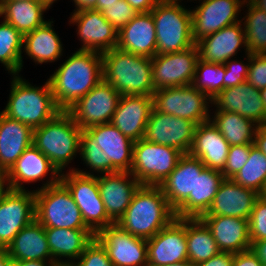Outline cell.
Instances as JSON below:
<instances>
[{"instance_id":"6da1fadb","label":"cell","mask_w":266,"mask_h":266,"mask_svg":"<svg viewBox=\"0 0 266 266\" xmlns=\"http://www.w3.org/2000/svg\"><path fill=\"white\" fill-rule=\"evenodd\" d=\"M134 142L112 123L82 130L79 154L84 164L100 174L130 172Z\"/></svg>"},{"instance_id":"7a4b0ae2","label":"cell","mask_w":266,"mask_h":266,"mask_svg":"<svg viewBox=\"0 0 266 266\" xmlns=\"http://www.w3.org/2000/svg\"><path fill=\"white\" fill-rule=\"evenodd\" d=\"M48 80L57 106L66 111L103 80L102 53L78 49Z\"/></svg>"},{"instance_id":"3957f363","label":"cell","mask_w":266,"mask_h":266,"mask_svg":"<svg viewBox=\"0 0 266 266\" xmlns=\"http://www.w3.org/2000/svg\"><path fill=\"white\" fill-rule=\"evenodd\" d=\"M176 218L160 186L140 185L117 224L143 239H150Z\"/></svg>"},{"instance_id":"277c9868","label":"cell","mask_w":266,"mask_h":266,"mask_svg":"<svg viewBox=\"0 0 266 266\" xmlns=\"http://www.w3.org/2000/svg\"><path fill=\"white\" fill-rule=\"evenodd\" d=\"M103 80L122 95L152 96V58L115 47L102 53Z\"/></svg>"},{"instance_id":"5b68a950","label":"cell","mask_w":266,"mask_h":266,"mask_svg":"<svg viewBox=\"0 0 266 266\" xmlns=\"http://www.w3.org/2000/svg\"><path fill=\"white\" fill-rule=\"evenodd\" d=\"M62 110L57 106L49 80L41 87L13 75L8 103L2 114L30 126H42L55 118Z\"/></svg>"},{"instance_id":"8992f818","label":"cell","mask_w":266,"mask_h":266,"mask_svg":"<svg viewBox=\"0 0 266 266\" xmlns=\"http://www.w3.org/2000/svg\"><path fill=\"white\" fill-rule=\"evenodd\" d=\"M82 129L72 117L61 111L55 118L33 129L32 144L61 174L79 153Z\"/></svg>"},{"instance_id":"52a82bcc","label":"cell","mask_w":266,"mask_h":266,"mask_svg":"<svg viewBox=\"0 0 266 266\" xmlns=\"http://www.w3.org/2000/svg\"><path fill=\"white\" fill-rule=\"evenodd\" d=\"M151 13L156 29V54L175 53L195 45L189 9L179 2H158Z\"/></svg>"},{"instance_id":"ba28073f","label":"cell","mask_w":266,"mask_h":266,"mask_svg":"<svg viewBox=\"0 0 266 266\" xmlns=\"http://www.w3.org/2000/svg\"><path fill=\"white\" fill-rule=\"evenodd\" d=\"M35 191V219L44 228L89 229L68 188L57 184Z\"/></svg>"},{"instance_id":"9c48e42d","label":"cell","mask_w":266,"mask_h":266,"mask_svg":"<svg viewBox=\"0 0 266 266\" xmlns=\"http://www.w3.org/2000/svg\"><path fill=\"white\" fill-rule=\"evenodd\" d=\"M60 181L70 191L79 207L85 225L97 234L102 228L114 224L108 217L100 196L97 176L91 172L72 168L66 174L61 173Z\"/></svg>"},{"instance_id":"30bf717a","label":"cell","mask_w":266,"mask_h":266,"mask_svg":"<svg viewBox=\"0 0 266 266\" xmlns=\"http://www.w3.org/2000/svg\"><path fill=\"white\" fill-rule=\"evenodd\" d=\"M184 154L170 146L155 144L144 138L134 142L130 173L141 185H161Z\"/></svg>"},{"instance_id":"8fae6325","label":"cell","mask_w":266,"mask_h":266,"mask_svg":"<svg viewBox=\"0 0 266 266\" xmlns=\"http://www.w3.org/2000/svg\"><path fill=\"white\" fill-rule=\"evenodd\" d=\"M205 168L200 159L184 154L175 169L159 185L176 218H195L196 172H202Z\"/></svg>"},{"instance_id":"7c38bea8","label":"cell","mask_w":266,"mask_h":266,"mask_svg":"<svg viewBox=\"0 0 266 266\" xmlns=\"http://www.w3.org/2000/svg\"><path fill=\"white\" fill-rule=\"evenodd\" d=\"M152 97L153 107L157 111L188 119L196 125L210 120L211 99L192 84L161 88L154 91Z\"/></svg>"},{"instance_id":"4fadbf2b","label":"cell","mask_w":266,"mask_h":266,"mask_svg":"<svg viewBox=\"0 0 266 266\" xmlns=\"http://www.w3.org/2000/svg\"><path fill=\"white\" fill-rule=\"evenodd\" d=\"M120 97L111 84L102 80L66 112L82 130H86L95 125L110 123Z\"/></svg>"},{"instance_id":"5bb4252c","label":"cell","mask_w":266,"mask_h":266,"mask_svg":"<svg viewBox=\"0 0 266 266\" xmlns=\"http://www.w3.org/2000/svg\"><path fill=\"white\" fill-rule=\"evenodd\" d=\"M198 60L196 45L175 53L156 54L152 58V82L155 91L192 84Z\"/></svg>"},{"instance_id":"9a60e30c","label":"cell","mask_w":266,"mask_h":266,"mask_svg":"<svg viewBox=\"0 0 266 266\" xmlns=\"http://www.w3.org/2000/svg\"><path fill=\"white\" fill-rule=\"evenodd\" d=\"M35 219V191L8 189L0 199V250Z\"/></svg>"},{"instance_id":"2e32d148","label":"cell","mask_w":266,"mask_h":266,"mask_svg":"<svg viewBox=\"0 0 266 266\" xmlns=\"http://www.w3.org/2000/svg\"><path fill=\"white\" fill-rule=\"evenodd\" d=\"M195 128L194 122L157 111L153 107L144 139L151 143L173 147L183 154H189Z\"/></svg>"},{"instance_id":"e0dca14e","label":"cell","mask_w":266,"mask_h":266,"mask_svg":"<svg viewBox=\"0 0 266 266\" xmlns=\"http://www.w3.org/2000/svg\"><path fill=\"white\" fill-rule=\"evenodd\" d=\"M95 238L114 266H148L147 240L133 236L117 223L102 228Z\"/></svg>"},{"instance_id":"ac0fdd59","label":"cell","mask_w":266,"mask_h":266,"mask_svg":"<svg viewBox=\"0 0 266 266\" xmlns=\"http://www.w3.org/2000/svg\"><path fill=\"white\" fill-rule=\"evenodd\" d=\"M148 266L188 261L186 218H175L152 238L147 239Z\"/></svg>"},{"instance_id":"d6986e66","label":"cell","mask_w":266,"mask_h":266,"mask_svg":"<svg viewBox=\"0 0 266 266\" xmlns=\"http://www.w3.org/2000/svg\"><path fill=\"white\" fill-rule=\"evenodd\" d=\"M192 15V36L194 41L215 33L229 25L240 22L238 13L244 0H202Z\"/></svg>"},{"instance_id":"ffe728a7","label":"cell","mask_w":266,"mask_h":266,"mask_svg":"<svg viewBox=\"0 0 266 266\" xmlns=\"http://www.w3.org/2000/svg\"><path fill=\"white\" fill-rule=\"evenodd\" d=\"M70 24H77V34L82 46L79 50L106 52L117 47L118 32L96 9L73 12Z\"/></svg>"},{"instance_id":"44dd1931","label":"cell","mask_w":266,"mask_h":266,"mask_svg":"<svg viewBox=\"0 0 266 266\" xmlns=\"http://www.w3.org/2000/svg\"><path fill=\"white\" fill-rule=\"evenodd\" d=\"M48 172L52 175L51 178L39 189L57 184L61 174L50 160L32 144L6 173L7 186L13 190H25L23 183L41 181L48 175Z\"/></svg>"},{"instance_id":"7402d4cb","label":"cell","mask_w":266,"mask_h":266,"mask_svg":"<svg viewBox=\"0 0 266 266\" xmlns=\"http://www.w3.org/2000/svg\"><path fill=\"white\" fill-rule=\"evenodd\" d=\"M216 111L238 113L258 125L266 124V107L260 90L248 81L219 92L212 100Z\"/></svg>"},{"instance_id":"603a6c76","label":"cell","mask_w":266,"mask_h":266,"mask_svg":"<svg viewBox=\"0 0 266 266\" xmlns=\"http://www.w3.org/2000/svg\"><path fill=\"white\" fill-rule=\"evenodd\" d=\"M97 182L108 217L117 223L141 183L130 172L100 174Z\"/></svg>"},{"instance_id":"cb8c5ba5","label":"cell","mask_w":266,"mask_h":266,"mask_svg":"<svg viewBox=\"0 0 266 266\" xmlns=\"http://www.w3.org/2000/svg\"><path fill=\"white\" fill-rule=\"evenodd\" d=\"M152 108V96L122 95L110 123L133 142L139 141L144 138Z\"/></svg>"},{"instance_id":"d4e9b609","label":"cell","mask_w":266,"mask_h":266,"mask_svg":"<svg viewBox=\"0 0 266 266\" xmlns=\"http://www.w3.org/2000/svg\"><path fill=\"white\" fill-rule=\"evenodd\" d=\"M241 21L209 34L195 42L199 59L207 63L224 64L233 59L243 46L247 51L245 32Z\"/></svg>"},{"instance_id":"484cf974","label":"cell","mask_w":266,"mask_h":266,"mask_svg":"<svg viewBox=\"0 0 266 266\" xmlns=\"http://www.w3.org/2000/svg\"><path fill=\"white\" fill-rule=\"evenodd\" d=\"M259 193L238 185L232 179H224L214 200L202 216H230L249 220Z\"/></svg>"},{"instance_id":"4316f807","label":"cell","mask_w":266,"mask_h":266,"mask_svg":"<svg viewBox=\"0 0 266 266\" xmlns=\"http://www.w3.org/2000/svg\"><path fill=\"white\" fill-rule=\"evenodd\" d=\"M221 252L239 253L251 247L249 220L230 216H201Z\"/></svg>"},{"instance_id":"83f0119b","label":"cell","mask_w":266,"mask_h":266,"mask_svg":"<svg viewBox=\"0 0 266 266\" xmlns=\"http://www.w3.org/2000/svg\"><path fill=\"white\" fill-rule=\"evenodd\" d=\"M117 48L136 55H156V29L151 12L137 14L118 32Z\"/></svg>"},{"instance_id":"f1b7e54d","label":"cell","mask_w":266,"mask_h":266,"mask_svg":"<svg viewBox=\"0 0 266 266\" xmlns=\"http://www.w3.org/2000/svg\"><path fill=\"white\" fill-rule=\"evenodd\" d=\"M229 143L209 120L196 125L189 154L210 169L222 171L226 164Z\"/></svg>"},{"instance_id":"f546056e","label":"cell","mask_w":266,"mask_h":266,"mask_svg":"<svg viewBox=\"0 0 266 266\" xmlns=\"http://www.w3.org/2000/svg\"><path fill=\"white\" fill-rule=\"evenodd\" d=\"M32 142L30 126L0 112V172L7 173Z\"/></svg>"},{"instance_id":"4dcf8cb0","label":"cell","mask_w":266,"mask_h":266,"mask_svg":"<svg viewBox=\"0 0 266 266\" xmlns=\"http://www.w3.org/2000/svg\"><path fill=\"white\" fill-rule=\"evenodd\" d=\"M45 232L52 258L58 265H70L77 260L95 237L90 229L45 228Z\"/></svg>"},{"instance_id":"1f68e13d","label":"cell","mask_w":266,"mask_h":266,"mask_svg":"<svg viewBox=\"0 0 266 266\" xmlns=\"http://www.w3.org/2000/svg\"><path fill=\"white\" fill-rule=\"evenodd\" d=\"M5 251L12 260L54 261L45 228L36 219L21 229Z\"/></svg>"},{"instance_id":"d6a6232c","label":"cell","mask_w":266,"mask_h":266,"mask_svg":"<svg viewBox=\"0 0 266 266\" xmlns=\"http://www.w3.org/2000/svg\"><path fill=\"white\" fill-rule=\"evenodd\" d=\"M51 6L50 2L0 0V16L24 36L46 22L43 14Z\"/></svg>"},{"instance_id":"836d02e7","label":"cell","mask_w":266,"mask_h":266,"mask_svg":"<svg viewBox=\"0 0 266 266\" xmlns=\"http://www.w3.org/2000/svg\"><path fill=\"white\" fill-rule=\"evenodd\" d=\"M52 23L46 20L42 26L24 35V51L37 64L55 62L63 55V44Z\"/></svg>"},{"instance_id":"e575fe53","label":"cell","mask_w":266,"mask_h":266,"mask_svg":"<svg viewBox=\"0 0 266 266\" xmlns=\"http://www.w3.org/2000/svg\"><path fill=\"white\" fill-rule=\"evenodd\" d=\"M213 117L210 121L230 146L254 144L258 124L253 120L244 118L238 113L226 111H215Z\"/></svg>"},{"instance_id":"d590c367","label":"cell","mask_w":266,"mask_h":266,"mask_svg":"<svg viewBox=\"0 0 266 266\" xmlns=\"http://www.w3.org/2000/svg\"><path fill=\"white\" fill-rule=\"evenodd\" d=\"M188 261L195 265L216 256L221 251L211 231L196 218H186Z\"/></svg>"},{"instance_id":"8d00e7d4","label":"cell","mask_w":266,"mask_h":266,"mask_svg":"<svg viewBox=\"0 0 266 266\" xmlns=\"http://www.w3.org/2000/svg\"><path fill=\"white\" fill-rule=\"evenodd\" d=\"M24 36L4 20L0 24V63L8 73L17 75L23 67Z\"/></svg>"},{"instance_id":"74e56055","label":"cell","mask_w":266,"mask_h":266,"mask_svg":"<svg viewBox=\"0 0 266 266\" xmlns=\"http://www.w3.org/2000/svg\"><path fill=\"white\" fill-rule=\"evenodd\" d=\"M248 13L241 19L244 26L247 51L250 54H266V11L252 2L245 1Z\"/></svg>"},{"instance_id":"f35d334b","label":"cell","mask_w":266,"mask_h":266,"mask_svg":"<svg viewBox=\"0 0 266 266\" xmlns=\"http://www.w3.org/2000/svg\"><path fill=\"white\" fill-rule=\"evenodd\" d=\"M224 176L219 170L205 168L202 172H196L195 184V218L199 219L206 214Z\"/></svg>"},{"instance_id":"ab89813d","label":"cell","mask_w":266,"mask_h":266,"mask_svg":"<svg viewBox=\"0 0 266 266\" xmlns=\"http://www.w3.org/2000/svg\"><path fill=\"white\" fill-rule=\"evenodd\" d=\"M232 180L240 186L261 193L266 185V157L255 145L250 149L248 161Z\"/></svg>"},{"instance_id":"60d3db41","label":"cell","mask_w":266,"mask_h":266,"mask_svg":"<svg viewBox=\"0 0 266 266\" xmlns=\"http://www.w3.org/2000/svg\"><path fill=\"white\" fill-rule=\"evenodd\" d=\"M224 76V64L207 63L199 59L192 85L212 100L223 90Z\"/></svg>"},{"instance_id":"b9f144b4","label":"cell","mask_w":266,"mask_h":266,"mask_svg":"<svg viewBox=\"0 0 266 266\" xmlns=\"http://www.w3.org/2000/svg\"><path fill=\"white\" fill-rule=\"evenodd\" d=\"M100 12L113 25L117 32L139 14L126 0H119L112 5H106Z\"/></svg>"},{"instance_id":"7bdbcfd3","label":"cell","mask_w":266,"mask_h":266,"mask_svg":"<svg viewBox=\"0 0 266 266\" xmlns=\"http://www.w3.org/2000/svg\"><path fill=\"white\" fill-rule=\"evenodd\" d=\"M71 266H114L108 258L106 249L94 237L93 240L85 247L80 257Z\"/></svg>"},{"instance_id":"ee69618b","label":"cell","mask_w":266,"mask_h":266,"mask_svg":"<svg viewBox=\"0 0 266 266\" xmlns=\"http://www.w3.org/2000/svg\"><path fill=\"white\" fill-rule=\"evenodd\" d=\"M254 144L231 145L229 147L226 164L221 171L225 179H232L246 164L250 149Z\"/></svg>"},{"instance_id":"f6af8a7d","label":"cell","mask_w":266,"mask_h":266,"mask_svg":"<svg viewBox=\"0 0 266 266\" xmlns=\"http://www.w3.org/2000/svg\"><path fill=\"white\" fill-rule=\"evenodd\" d=\"M246 60L248 63H243V61L229 59L224 63L225 66V76L223 80V90L235 87L243 82L247 81L249 65H250V53L245 51Z\"/></svg>"},{"instance_id":"bcb514c9","label":"cell","mask_w":266,"mask_h":266,"mask_svg":"<svg viewBox=\"0 0 266 266\" xmlns=\"http://www.w3.org/2000/svg\"><path fill=\"white\" fill-rule=\"evenodd\" d=\"M249 235L251 243L266 239V202L260 197L249 217Z\"/></svg>"},{"instance_id":"7dc6e473","label":"cell","mask_w":266,"mask_h":266,"mask_svg":"<svg viewBox=\"0 0 266 266\" xmlns=\"http://www.w3.org/2000/svg\"><path fill=\"white\" fill-rule=\"evenodd\" d=\"M247 81L259 90L266 86V54H250Z\"/></svg>"},{"instance_id":"c3c4849f","label":"cell","mask_w":266,"mask_h":266,"mask_svg":"<svg viewBox=\"0 0 266 266\" xmlns=\"http://www.w3.org/2000/svg\"><path fill=\"white\" fill-rule=\"evenodd\" d=\"M232 266H263L251 249L233 254Z\"/></svg>"},{"instance_id":"681fc988","label":"cell","mask_w":266,"mask_h":266,"mask_svg":"<svg viewBox=\"0 0 266 266\" xmlns=\"http://www.w3.org/2000/svg\"><path fill=\"white\" fill-rule=\"evenodd\" d=\"M233 253L220 252L208 260L195 264L194 266H232Z\"/></svg>"},{"instance_id":"f907efd6","label":"cell","mask_w":266,"mask_h":266,"mask_svg":"<svg viewBox=\"0 0 266 266\" xmlns=\"http://www.w3.org/2000/svg\"><path fill=\"white\" fill-rule=\"evenodd\" d=\"M126 2L138 13L151 12L158 3L157 0H126Z\"/></svg>"},{"instance_id":"816d5d0a","label":"cell","mask_w":266,"mask_h":266,"mask_svg":"<svg viewBox=\"0 0 266 266\" xmlns=\"http://www.w3.org/2000/svg\"><path fill=\"white\" fill-rule=\"evenodd\" d=\"M254 145L259 148L266 157V124L258 125L255 133Z\"/></svg>"},{"instance_id":"f5cc1de1","label":"cell","mask_w":266,"mask_h":266,"mask_svg":"<svg viewBox=\"0 0 266 266\" xmlns=\"http://www.w3.org/2000/svg\"><path fill=\"white\" fill-rule=\"evenodd\" d=\"M250 249L262 261L263 266H266V239L252 242Z\"/></svg>"},{"instance_id":"db71d44e","label":"cell","mask_w":266,"mask_h":266,"mask_svg":"<svg viewBox=\"0 0 266 266\" xmlns=\"http://www.w3.org/2000/svg\"><path fill=\"white\" fill-rule=\"evenodd\" d=\"M54 261L42 260H12L10 266H57Z\"/></svg>"},{"instance_id":"11a10c76","label":"cell","mask_w":266,"mask_h":266,"mask_svg":"<svg viewBox=\"0 0 266 266\" xmlns=\"http://www.w3.org/2000/svg\"><path fill=\"white\" fill-rule=\"evenodd\" d=\"M73 1L76 7L74 12L87 10V9H95V6L97 5V0H73Z\"/></svg>"},{"instance_id":"9f6ffc18","label":"cell","mask_w":266,"mask_h":266,"mask_svg":"<svg viewBox=\"0 0 266 266\" xmlns=\"http://www.w3.org/2000/svg\"><path fill=\"white\" fill-rule=\"evenodd\" d=\"M7 185L8 184H7L6 173L0 172V199L2 195L9 189Z\"/></svg>"},{"instance_id":"6f0895ef","label":"cell","mask_w":266,"mask_h":266,"mask_svg":"<svg viewBox=\"0 0 266 266\" xmlns=\"http://www.w3.org/2000/svg\"><path fill=\"white\" fill-rule=\"evenodd\" d=\"M12 259L5 250H0V266H10Z\"/></svg>"},{"instance_id":"680465c9","label":"cell","mask_w":266,"mask_h":266,"mask_svg":"<svg viewBox=\"0 0 266 266\" xmlns=\"http://www.w3.org/2000/svg\"><path fill=\"white\" fill-rule=\"evenodd\" d=\"M119 0H97V5L95 6L96 10H103L106 5H112L114 3H117Z\"/></svg>"},{"instance_id":"91938a15","label":"cell","mask_w":266,"mask_h":266,"mask_svg":"<svg viewBox=\"0 0 266 266\" xmlns=\"http://www.w3.org/2000/svg\"><path fill=\"white\" fill-rule=\"evenodd\" d=\"M252 3L260 10L266 11V0H253Z\"/></svg>"},{"instance_id":"94428289","label":"cell","mask_w":266,"mask_h":266,"mask_svg":"<svg viewBox=\"0 0 266 266\" xmlns=\"http://www.w3.org/2000/svg\"><path fill=\"white\" fill-rule=\"evenodd\" d=\"M162 266H194V265H192L189 261H184V262H178V263L167 264V265H162Z\"/></svg>"},{"instance_id":"6125c7cd","label":"cell","mask_w":266,"mask_h":266,"mask_svg":"<svg viewBox=\"0 0 266 266\" xmlns=\"http://www.w3.org/2000/svg\"><path fill=\"white\" fill-rule=\"evenodd\" d=\"M260 95L266 107V86L260 90Z\"/></svg>"},{"instance_id":"be15d7a7","label":"cell","mask_w":266,"mask_h":266,"mask_svg":"<svg viewBox=\"0 0 266 266\" xmlns=\"http://www.w3.org/2000/svg\"><path fill=\"white\" fill-rule=\"evenodd\" d=\"M259 197L266 202V185L263 187Z\"/></svg>"},{"instance_id":"e7e4bbea","label":"cell","mask_w":266,"mask_h":266,"mask_svg":"<svg viewBox=\"0 0 266 266\" xmlns=\"http://www.w3.org/2000/svg\"><path fill=\"white\" fill-rule=\"evenodd\" d=\"M158 2H181L180 0H157Z\"/></svg>"},{"instance_id":"03108f58","label":"cell","mask_w":266,"mask_h":266,"mask_svg":"<svg viewBox=\"0 0 266 266\" xmlns=\"http://www.w3.org/2000/svg\"><path fill=\"white\" fill-rule=\"evenodd\" d=\"M20 1L49 2L48 0H20Z\"/></svg>"},{"instance_id":"003e7915","label":"cell","mask_w":266,"mask_h":266,"mask_svg":"<svg viewBox=\"0 0 266 266\" xmlns=\"http://www.w3.org/2000/svg\"><path fill=\"white\" fill-rule=\"evenodd\" d=\"M52 5H53V3L55 2V1H57V0H48Z\"/></svg>"},{"instance_id":"a7ac6f4b","label":"cell","mask_w":266,"mask_h":266,"mask_svg":"<svg viewBox=\"0 0 266 266\" xmlns=\"http://www.w3.org/2000/svg\"><path fill=\"white\" fill-rule=\"evenodd\" d=\"M57 266H71V265H68V264H60V265H57Z\"/></svg>"}]
</instances>
